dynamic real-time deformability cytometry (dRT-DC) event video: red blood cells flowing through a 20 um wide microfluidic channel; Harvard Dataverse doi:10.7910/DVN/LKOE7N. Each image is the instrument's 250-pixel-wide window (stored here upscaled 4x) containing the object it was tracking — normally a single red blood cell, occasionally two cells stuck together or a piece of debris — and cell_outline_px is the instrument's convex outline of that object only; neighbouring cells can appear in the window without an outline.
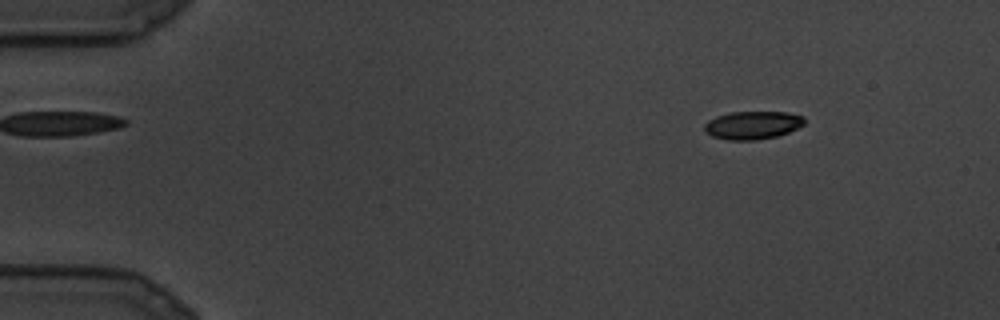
{"species": "common noctule bat (a hibernating species)", "species_latin": "Nyctalus noctula", "temperature_condition": "cold", "stored_images_in_passage": 9, "segment_of_instrument_passage": [1, 2], "camera_frame_rate_fps": 3000, "um_per_image_px": 0.085, "animal": {"sex": "male", "body_mass_g": 19.5, "forearm_length_mm": 54.6}, "frame": {"image": 1, "passage_image": 3, "time_ms": 0.667, "image_size_px": [1000, 320], "cell_outline_px": [[804, 124], [788, 132], [776, 136], [756, 140], [728, 140], [712, 136], [704, 132], [704, 124], [708, 120], [716, 116], [728, 112], [788, 112], [804, 116]], "centroid_in_image_um": [63.93, 10.63], "position_along_channel_um": 21.1, "area_um2": 16.42}}
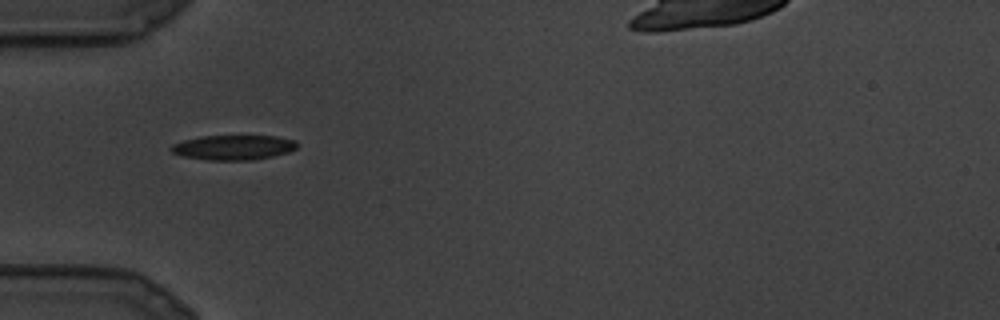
{"frame": {"image": 2, "passage_image": 8, "time_ms": 2.333, "image_size_px": [1000, 320], "cell_outline_px": [[296, 148], [288, 152], [272, 156], [252, 160], [208, 160], [180, 156], [172, 152], [168, 148], [172, 144], [184, 140], [200, 136], [276, 136], [296, 140]], "centroid_in_image_um": [19.79, 12.53], "position_along_channel_um": 65.2, "area_um2": 18.26}}